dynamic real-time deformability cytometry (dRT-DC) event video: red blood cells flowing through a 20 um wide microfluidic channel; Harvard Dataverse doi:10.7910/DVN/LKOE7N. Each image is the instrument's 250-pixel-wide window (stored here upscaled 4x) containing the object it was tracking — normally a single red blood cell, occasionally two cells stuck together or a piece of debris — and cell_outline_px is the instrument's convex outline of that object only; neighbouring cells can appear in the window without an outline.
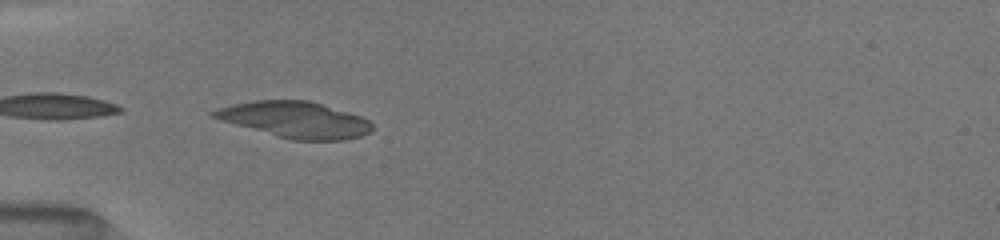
{"species": "common noctule bat (a hibernating species)", "species_latin": "Nyctalus noctula", "temperature_condition": "room temperature", "stored_images_in_passage": 35, "camera_frame_rate_fps": 3000, "um_per_image_px": 0.085, "animal": {"sex": "female", "body_mass_g": 19.5, "forearm_length_mm": 54.1}, "frame": {"image": 1, "passage_image": 1, "time_ms": 0.0, "image_size_px": [1000, 240], "cell_outline_px": [[372, 128], [368, 132], [360, 136], [344, 140], [292, 140], [220, 120], [208, 116], [208, 112], [216, 108], [232, 104], [256, 100], [308, 100], [324, 104], [360, 116], [368, 120], [372, 124]], "centroid_in_image_um": [25.03, 10.16], "position_along_channel_um": 60.0, "area_um2": 33.29}}